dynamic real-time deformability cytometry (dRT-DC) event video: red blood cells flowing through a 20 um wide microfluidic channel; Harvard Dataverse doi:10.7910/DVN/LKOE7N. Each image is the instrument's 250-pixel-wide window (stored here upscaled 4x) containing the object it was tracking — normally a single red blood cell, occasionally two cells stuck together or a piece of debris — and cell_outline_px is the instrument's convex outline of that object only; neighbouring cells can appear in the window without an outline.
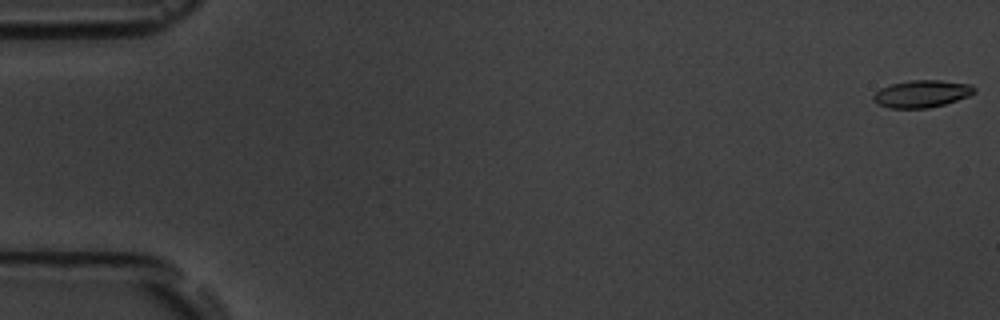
{"species": "common noctule bat (a hibernating species)", "species_latin": "Nyctalus noctula", "temperature_condition": "room temperature", "stored_images_in_passage": 55, "camera_frame_rate_fps": 3000, "um_per_image_px": 0.085, "animal": {"sex": "male", "body_mass_g": 19.5, "forearm_length_mm": 54.6}, "frame": {"image": 1, "passage_image": 1, "time_ms": 0.0, "image_size_px": [1000, 320], "cell_outline_px": [[976, 92], [968, 96], [944, 104], [928, 108], [888, 108], [872, 100], [872, 96], [880, 88], [892, 84], [908, 80], [940, 80], [972, 84], [976, 88]], "centroid_in_image_um": [78.36, 7.96], "position_along_channel_um": 6.6, "area_um2": 16.07}}
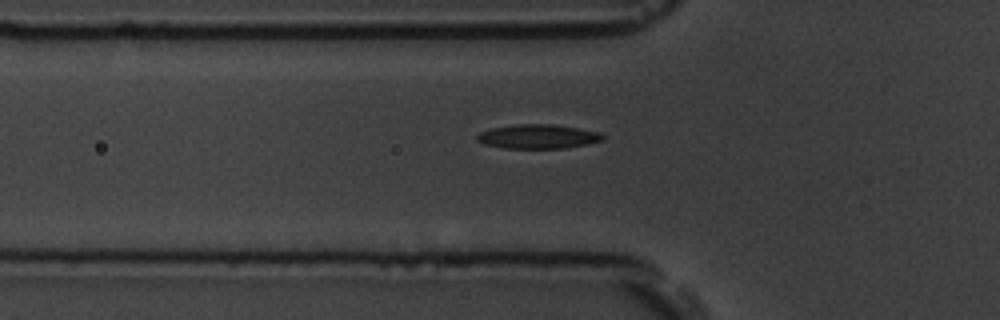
{"frame": {"image": 2, "passage_image": 19, "time_ms": 6.0, "image_size_px": [1000, 320], "cell_outline_px": [[604, 140], [588, 144], [564, 148], [504, 148], [484, 144], [476, 140], [476, 136], [480, 132], [492, 128], [516, 124], [552, 124], [580, 128], [600, 132], [604, 136]], "centroid_in_image_um": [45.74, 11.6], "position_along_channel_um": 80.1, "area_um2": 17.8}}
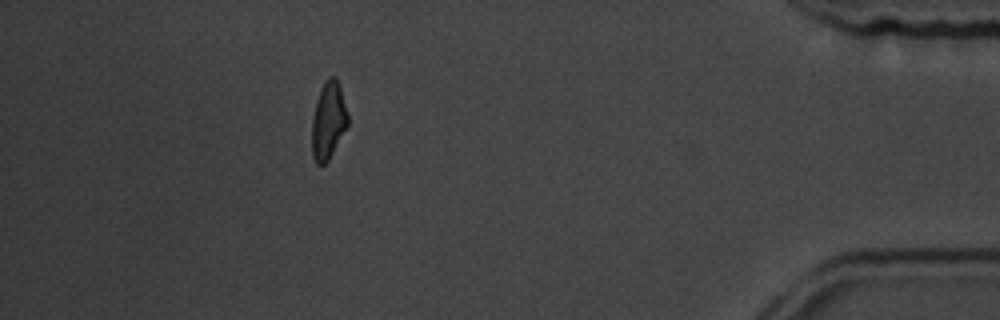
{"frame": {"image": 3, "passage_image": 49, "time_ms": 16.0, "image_size_px": [1000, 320], "cell_outline_px": [[348, 124], [328, 160], [324, 164], [316, 164], [312, 156], [312, 116], [316, 100], [320, 88], [324, 80], [328, 76], [336, 76], [340, 84], [348, 116]], "centroid_in_image_um": [27.89, 10.19], "position_along_channel_um": 407.3, "area_um2": 16.3}, "authors_computed_cell_mechanics": {"area_um2": 16.8198, "velocity_mm_per_s": 3.7885, "shape_relaxation_time_tau1_ms": 4.0159, "shape_relaxation_time_tau2_ms": 4.9195, "deformation_change_tau1": 0.1525, "deformation_change_tau2": 0.1188}}